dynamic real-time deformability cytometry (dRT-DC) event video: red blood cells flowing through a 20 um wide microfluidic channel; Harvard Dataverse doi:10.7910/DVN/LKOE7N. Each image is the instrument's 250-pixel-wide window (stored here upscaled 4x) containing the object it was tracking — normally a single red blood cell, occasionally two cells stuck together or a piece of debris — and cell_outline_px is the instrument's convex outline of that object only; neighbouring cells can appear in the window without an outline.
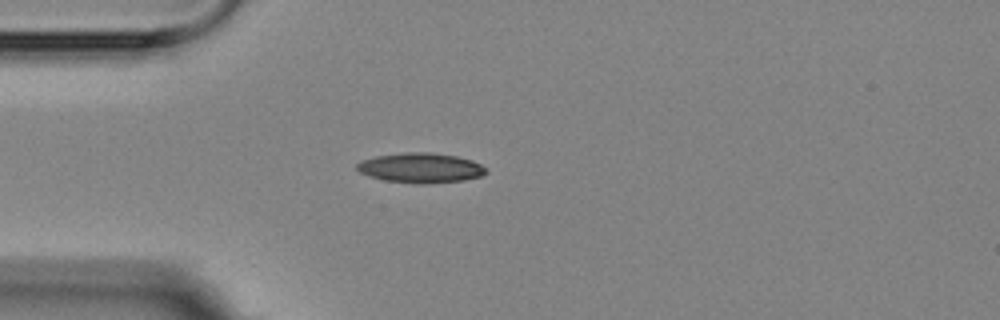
{"species": "Egyptian fruit bat (a non-hibernating species)", "species_latin": "Rousettus aegyptiacus", "temperature_condition": "room temperature", "stored_images_in_passage": 6, "camera_frame_rate_fps": 3000, "um_per_image_px": 0.085, "animal": {"sex": "female"}, "frame": {"image": 1, "passage_image": 6, "time_ms": 5.667, "image_size_px": [1000, 320], "cell_outline_px": [[488, 172], [480, 176], [464, 180], [428, 184], [420, 184], [384, 180], [360, 172], [356, 168], [356, 164], [360, 160], [376, 156], [404, 152], [432, 152], [456, 156], [472, 160], [480, 164]], "centroid_in_image_um": [35.75, 14.26], "position_along_channel_um": 49.2, "area_um2": 22.48}}